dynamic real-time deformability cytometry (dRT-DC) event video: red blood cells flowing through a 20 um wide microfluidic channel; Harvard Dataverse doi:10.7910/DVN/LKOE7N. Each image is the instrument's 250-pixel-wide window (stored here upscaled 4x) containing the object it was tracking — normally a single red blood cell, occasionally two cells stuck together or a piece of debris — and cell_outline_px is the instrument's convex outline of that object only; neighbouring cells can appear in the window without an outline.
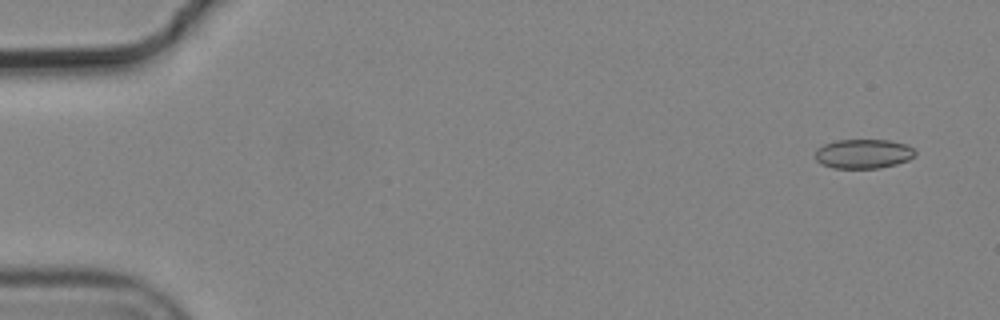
{"species": "common noctule bat (a hibernating species)", "species_latin": "Nyctalus noctula", "temperature_condition": "cold", "stored_images_in_passage": 5, "camera_frame_rate_fps": 3000, "um_per_image_px": 0.085, "animal": {"sex": "male", "body_mass_g": 19.2, "forearm_length_mm": 51.8}, "frame": {"image": 1, "passage_image": 2, "time_ms": 0.333, "image_size_px": [1000, 320], "cell_outline_px": [[916, 156], [908, 160], [896, 164], [880, 168], [832, 168], [816, 160], [816, 148], [824, 144], [836, 140], [888, 140], [904, 144], [912, 148], [916, 152]], "centroid_in_image_um": [73.39, 13.07], "position_along_channel_um": 11.6, "area_um2": 17.05}}
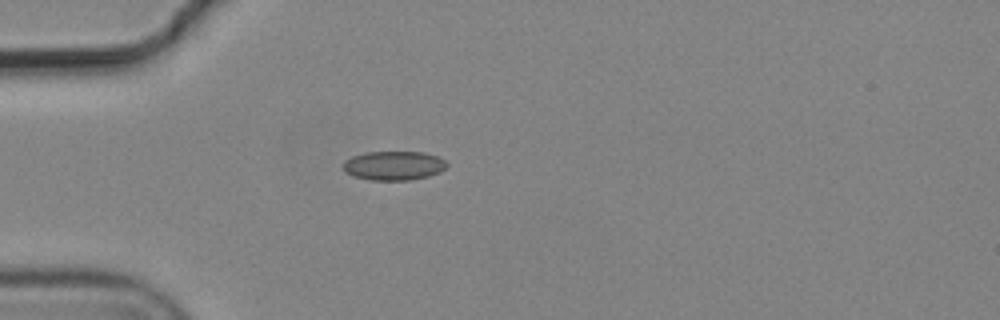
{"frame": {"image": 2, "passage_image": 5, "time_ms": 1.333, "image_size_px": [1000, 320], "cell_outline_px": [[448, 164], [440, 172], [428, 176], [408, 180], [372, 180], [352, 176], [344, 172], [344, 160], [352, 156], [368, 152], [424, 152], [436, 156], [444, 160]], "centroid_in_image_um": [33.45, 14.08], "position_along_channel_um": 51.6, "area_um2": 17.51}}